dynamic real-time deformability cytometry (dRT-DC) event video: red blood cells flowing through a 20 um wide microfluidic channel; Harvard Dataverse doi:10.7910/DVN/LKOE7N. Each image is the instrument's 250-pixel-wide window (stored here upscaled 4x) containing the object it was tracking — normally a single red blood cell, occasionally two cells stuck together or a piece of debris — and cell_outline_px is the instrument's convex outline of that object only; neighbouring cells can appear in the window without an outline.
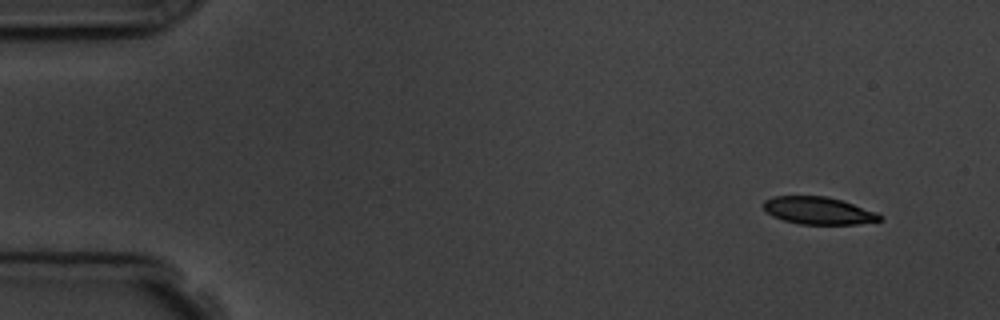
{"species": "common noctule bat (a hibernating species)", "species_latin": "Nyctalus noctula", "temperature_condition": "room temperature", "stored_images_in_passage": 4, "camera_frame_rate_fps": 3000, "um_per_image_px": 0.085, "animal": {"sex": "male", "body_mass_g": 19.5, "forearm_length_mm": 54.6}, "frame": {"image": 1, "passage_image": 1, "time_ms": 0.0, "image_size_px": [1000, 320], "cell_outline_px": [[884, 220], [856, 224], [800, 224], [784, 220], [772, 216], [764, 208], [764, 200], [772, 196], [824, 196], [840, 200], [876, 212], [884, 216]], "centroid_in_image_um": [69.57, 17.91], "position_along_channel_um": 15.4, "area_um2": 18.44}}
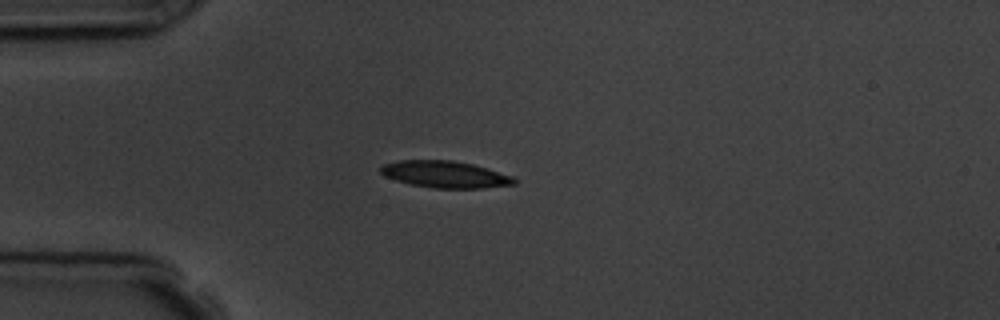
{"frame": {"image": 2, "passage_image": 4, "time_ms": 3.333, "image_size_px": [1000, 320], "cell_outline_px": [[516, 184], [484, 188], [432, 188], [408, 184], [384, 176], [380, 172], [380, 168], [384, 164], [400, 160], [452, 160], [472, 164], [512, 176], [516, 180]], "centroid_in_image_um": [37.81, 14.83], "position_along_channel_um": 47.2, "area_um2": 20.81}}